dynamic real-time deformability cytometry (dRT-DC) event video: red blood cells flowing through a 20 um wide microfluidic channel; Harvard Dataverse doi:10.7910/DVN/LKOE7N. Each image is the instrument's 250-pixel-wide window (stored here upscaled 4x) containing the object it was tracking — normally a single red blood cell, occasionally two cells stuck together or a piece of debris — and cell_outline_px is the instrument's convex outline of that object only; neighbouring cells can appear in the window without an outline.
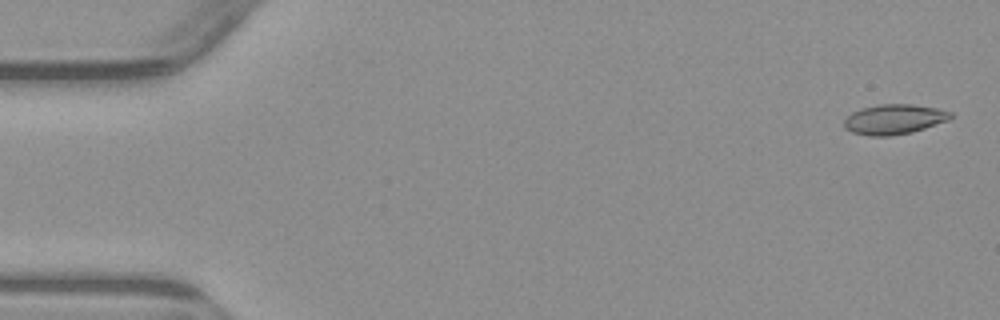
{"species": "common noctule bat (a hibernating species)", "species_latin": "Nyctalus noctula", "temperature_condition": "warm", "stored_images_in_passage": 5, "camera_frame_rate_fps": 3000, "um_per_image_px": 0.085, "animal": {"sex": "male", "body_mass_g": 23.1, "forearm_length_mm": 52.7}, "frame": {"image": 1, "passage_image": 1, "time_ms": 0.0, "image_size_px": [1000, 320], "cell_outline_px": [[952, 116], [948, 120], [912, 132], [892, 136], [868, 136], [852, 132], [844, 128], [844, 120], [852, 112], [860, 108], [880, 104], [912, 104], [936, 108], [952, 112]], "centroid_in_image_um": [75.97, 10.14], "position_along_channel_um": 9.0, "area_um2": 18.61}}
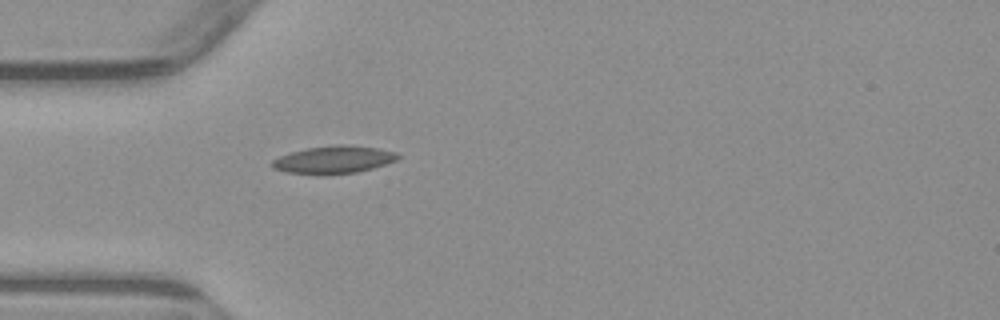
{"frame": {"image": 2, "passage_image": 5, "time_ms": 4.667, "image_size_px": [1000, 320], "cell_outline_px": [[400, 156], [396, 160], [372, 168], [356, 172], [324, 176], [320, 176], [288, 172], [272, 168], [272, 160], [280, 156], [292, 152], [308, 148], [332, 144], [344, 144], [376, 148], [396, 152]], "centroid_in_image_um": [28.34, 13.59], "position_along_channel_um": 56.7, "area_um2": 20.35}}